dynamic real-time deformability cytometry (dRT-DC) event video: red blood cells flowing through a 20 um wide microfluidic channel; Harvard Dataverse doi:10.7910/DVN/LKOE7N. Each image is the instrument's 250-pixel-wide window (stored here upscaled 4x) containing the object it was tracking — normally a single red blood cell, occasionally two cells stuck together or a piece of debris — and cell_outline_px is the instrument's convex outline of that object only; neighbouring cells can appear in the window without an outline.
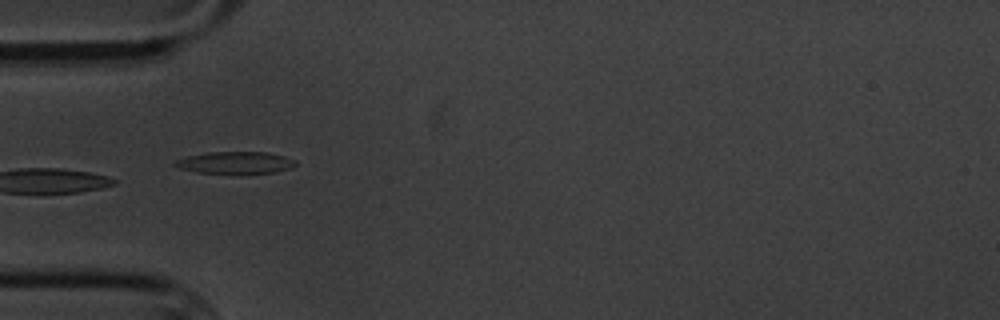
{"species": "common noctule bat (a hibernating species)", "species_latin": "Nyctalus noctula", "temperature_condition": "cold", "stored_images_in_passage": 5, "camera_frame_rate_fps": 3000, "um_per_image_px": 0.085, "animal": {"sex": "male", "body_mass_g": 20.1, "forearm_length_mm": 53.5}, "frame": {"image": 1, "passage_image": 5, "time_ms": 5.0, "image_size_px": [1000, 320], "cell_outline_px": [[296, 164], [292, 168], [276, 172], [248, 176], [196, 172], [180, 168], [172, 164], [172, 160], [188, 156], [208, 152], [268, 152], [284, 156], [296, 160]], "centroid_in_image_um": [20.02, 13.87], "position_along_channel_um": 65.0, "area_um2": 16.36}}